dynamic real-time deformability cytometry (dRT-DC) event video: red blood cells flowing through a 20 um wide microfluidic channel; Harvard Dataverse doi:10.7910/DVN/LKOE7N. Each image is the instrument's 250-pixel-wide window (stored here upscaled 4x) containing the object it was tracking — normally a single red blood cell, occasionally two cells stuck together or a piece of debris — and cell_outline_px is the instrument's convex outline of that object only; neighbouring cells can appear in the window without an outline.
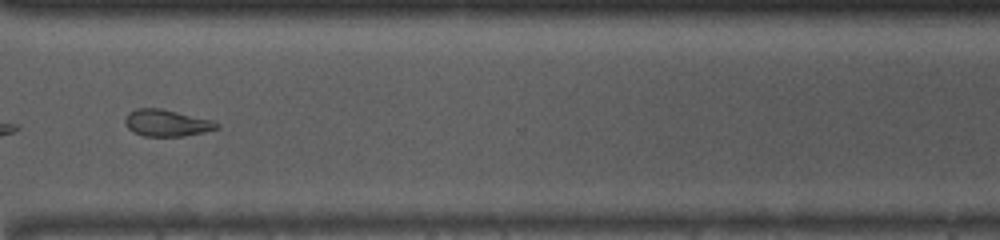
{"species": "common noctule bat (a hibernating species)", "species_latin": "Nyctalus noctula", "temperature_condition": "room temperature", "stored_images_in_passage": 39, "camera_frame_rate_fps": 3000, "um_per_image_px": 0.085, "animal": {"sex": "male", "body_mass_g": 13.0, "forearm_length_mm": 53.1}, "frame": {"image": 1, "passage_image": 28, "time_ms": 9.0, "image_size_px": [1000, 240], "cell_outline_px": [[220, 128], [204, 132], [184, 136], [144, 136], [132, 132], [124, 124], [124, 120], [128, 112], [136, 108], [160, 108], [212, 120], [220, 124]], "centroid_in_image_um": [14.15, 10.45], "position_along_channel_um": 356.5, "area_um2": 14.39}, "authors_computed_cell_mechanics": {"area_um2": 14.9124, "velocity_mm_per_s": 4.0878, "shape_relaxation_time_tau1_ms": null, "shape_relaxation_time_tau2_ms": 9.2365, "deformation_change_tau1": null, "deformation_change_tau2": 0.1951}}